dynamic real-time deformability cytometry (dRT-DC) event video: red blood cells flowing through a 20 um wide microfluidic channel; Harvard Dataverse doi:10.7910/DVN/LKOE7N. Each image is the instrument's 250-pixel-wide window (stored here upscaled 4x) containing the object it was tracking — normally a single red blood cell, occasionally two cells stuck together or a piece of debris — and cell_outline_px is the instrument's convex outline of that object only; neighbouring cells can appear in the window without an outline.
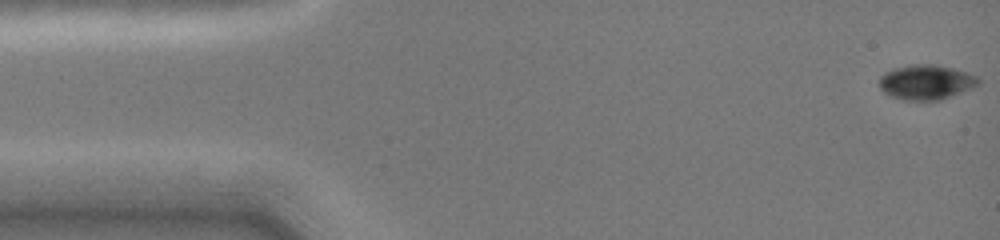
{"species": "common noctule bat (a hibernating species)", "species_latin": "Nyctalus noctula", "temperature_condition": "cold", "stored_images_in_passage": 47, "camera_frame_rate_fps": 3000, "um_per_image_px": 0.085, "animal": {"sex": "female", "body_mass_g": 19.0, "forearm_length_mm": 51.5}, "frame": {"image": 1, "passage_image": 1, "time_ms": 0.0, "image_size_px": [1000, 240], "cell_outline_px": [[980, 84], [972, 88], [940, 100], [904, 100], [892, 96], [884, 92], [880, 88], [880, 76], [884, 72], [892, 68], [912, 64], [936, 64], [952, 68], [976, 76], [980, 80]], "centroid_in_image_um": [78.7, 6.97], "position_along_channel_um": 6.3, "area_um2": 20.06}}
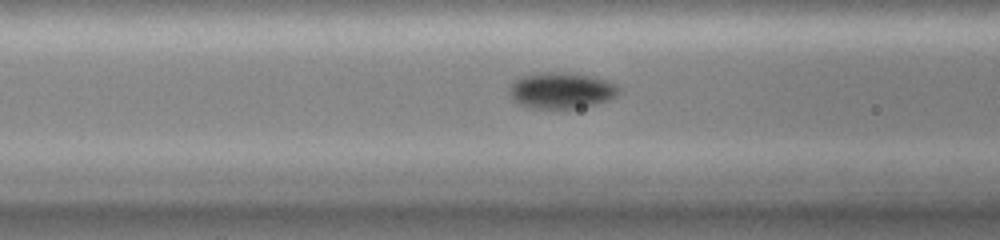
{"frame": {"image": 2, "passage_image": 18, "time_ms": 5.667, "image_size_px": [1000, 240], "cell_outline_px": [[620, 88], [616, 96], [608, 100], [596, 104], [572, 108], [532, 108], [520, 104], [512, 100], [508, 92], [508, 88], [516, 80], [524, 76], [548, 72], [560, 72], [588, 76], [608, 80], [616, 84]], "centroid_in_image_um": [47.71, 7.7], "position_along_channel_um": 118.9, "area_um2": 22.72}}
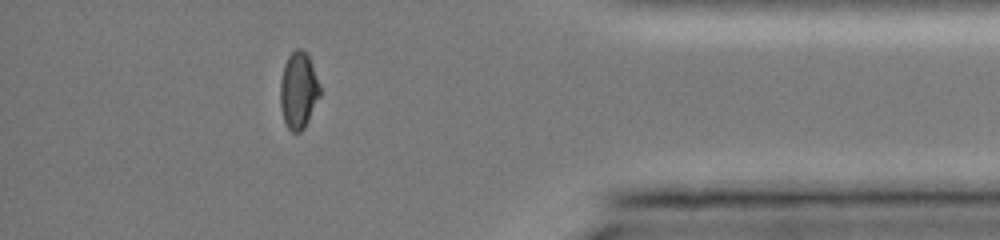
{"frame": {"image": 3, "passage_image": 41, "time_ms": 13.333, "image_size_px": [1000, 240], "cell_outline_px": [[320, 96], [304, 128], [300, 132], [292, 132], [288, 128], [284, 120], [280, 108], [280, 80], [284, 64], [288, 56], [296, 48], [300, 48], [308, 56], [320, 84]], "centroid_in_image_um": [25.36, 7.69], "position_along_channel_um": 409.8, "area_um2": 17.69}, "authors_computed_cell_mechanics": {"area_um2": 20.23, "velocity_mm_per_s": 4.0774, "shape_relaxation_time_tau1_ms": 2.857, "shape_relaxation_time_tau2_ms": null, "deformation_change_tau1": 0.1, "deformation_change_tau2": null}}